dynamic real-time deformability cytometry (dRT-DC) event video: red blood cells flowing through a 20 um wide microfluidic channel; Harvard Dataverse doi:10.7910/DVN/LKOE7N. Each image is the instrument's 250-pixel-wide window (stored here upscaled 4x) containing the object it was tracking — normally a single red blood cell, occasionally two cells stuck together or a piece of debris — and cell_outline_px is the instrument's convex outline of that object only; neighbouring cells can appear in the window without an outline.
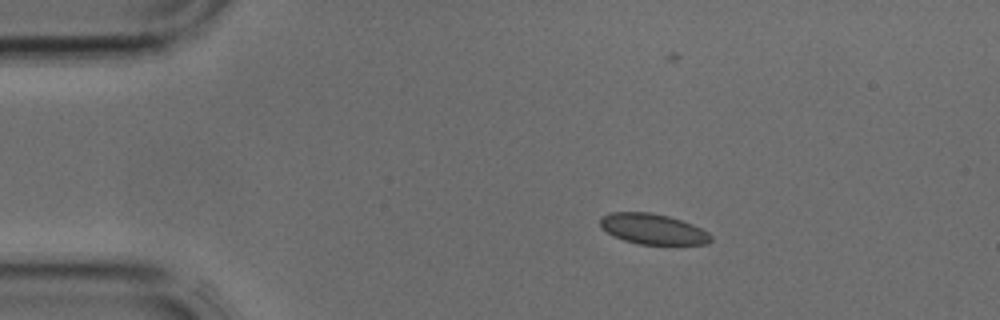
{"species": "common noctule bat (a hibernating species)", "species_latin": "Nyctalus noctula", "temperature_condition": "cold", "stored_images_in_passage": 3, "camera_frame_rate_fps": 3000, "um_per_image_px": 0.085, "animal": {"sex": "male", "body_mass_g": 17.9, "forearm_length_mm": 54.2}, "frame": {"image": 1, "passage_image": 1, "time_ms": 0.0, "image_size_px": [1000, 320], "cell_outline_px": [[712, 240], [708, 244], [640, 244], [624, 240], [600, 228], [600, 216], [612, 212], [652, 212], [668, 216], [692, 224], [708, 232], [712, 236]], "centroid_in_image_um": [55.49, 19.46], "position_along_channel_um": 29.5, "area_um2": 19.59}}